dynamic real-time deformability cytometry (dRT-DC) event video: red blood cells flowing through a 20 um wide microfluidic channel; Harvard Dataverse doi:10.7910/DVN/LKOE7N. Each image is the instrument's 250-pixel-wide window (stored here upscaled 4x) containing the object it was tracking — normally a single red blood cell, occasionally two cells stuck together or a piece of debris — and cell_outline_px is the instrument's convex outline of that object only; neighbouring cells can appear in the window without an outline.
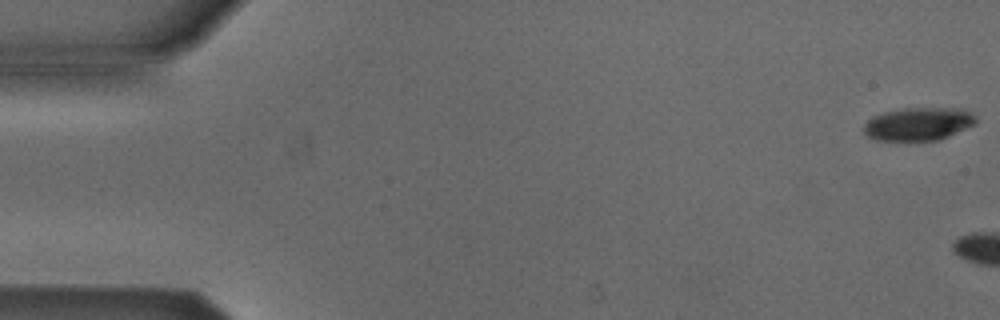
{"species": "Egyptian fruit bat (a non-hibernating species)", "species_latin": "Rousettus aegyptiacus", "temperature_condition": "cold", "stored_images_in_passage": 5, "camera_frame_rate_fps": 3000, "um_per_image_px": 0.085, "animal": {"sex": "male"}, "frame": {"image": 1, "passage_image": 1, "time_ms": 0.0, "image_size_px": [1000, 320], "cell_outline_px": [[976, 124], [940, 140], [876, 140], [868, 136], [864, 132], [864, 124], [872, 116], [884, 112], [904, 108], [956, 108], [972, 112], [976, 116]], "centroid_in_image_um": [78.08, 10.53], "position_along_channel_um": 6.9, "area_um2": 21.62}}